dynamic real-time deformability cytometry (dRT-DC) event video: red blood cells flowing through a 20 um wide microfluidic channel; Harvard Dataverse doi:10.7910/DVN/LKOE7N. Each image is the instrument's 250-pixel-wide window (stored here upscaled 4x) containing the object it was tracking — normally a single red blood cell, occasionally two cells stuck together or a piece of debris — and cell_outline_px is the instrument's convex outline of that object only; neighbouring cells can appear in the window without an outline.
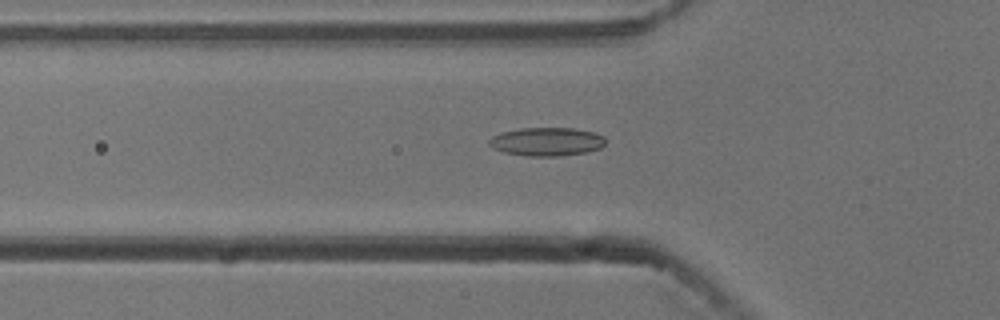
{"species": "common noctule bat (a hibernating species)", "species_latin": "Nyctalus noctula", "temperature_condition": "cold", "stored_images_in_passage": 54, "camera_frame_rate_fps": 3000, "um_per_image_px": 0.085, "animal": {"sex": "male", "body_mass_g": 13.3}, "frame": {"image": 1, "passage_image": 18, "time_ms": 5.667, "image_size_px": [1000, 320], "cell_outline_px": [[604, 144], [600, 148], [584, 152], [560, 156], [528, 156], [504, 152], [492, 148], [488, 144], [488, 140], [492, 136], [500, 132], [520, 128], [572, 128], [592, 132], [604, 136]], "centroid_in_image_um": [46.41, 12.04], "position_along_channel_um": 79.4, "area_um2": 19.25}}
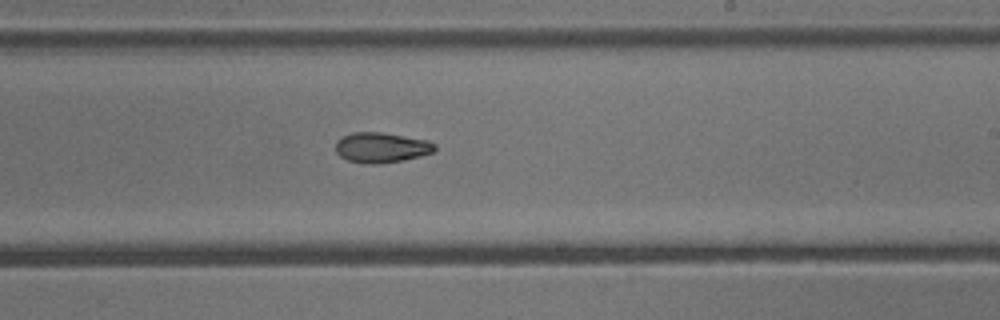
{"frame": {"image": 2, "passage_image": 32, "time_ms": 10.333, "image_size_px": [1000, 320], "cell_outline_px": [[436, 148], [432, 152], [420, 156], [404, 160], [380, 164], [364, 164], [348, 160], [340, 156], [336, 152], [336, 140], [352, 132], [380, 132], [428, 140], [436, 144]], "centroid_in_image_um": [32.41, 12.55], "position_along_channel_um": 256.6, "area_um2": 17.51}}
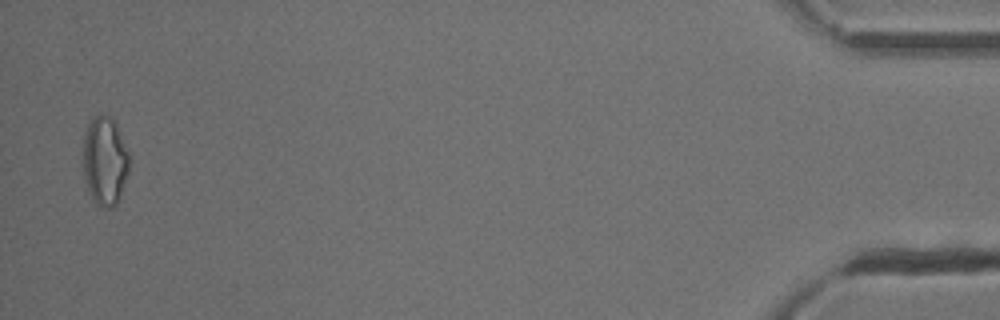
{"frame": {"image": 3, "passage_image": 53, "time_ms": 17.333, "image_size_px": [1000, 320], "cell_outline_px": [[132, 160], [120, 196], [116, 204], [112, 208], [100, 208], [92, 200], [88, 192], [84, 176], [84, 136], [88, 124], [92, 116], [112, 116], [116, 120]], "centroid_in_image_um": [8.94, 13.68], "position_along_channel_um": 426.3, "area_um2": 24.39}, "authors_computed_cell_mechanics": {"area_um2": 18.0336, "velocity_mm_per_s": 3.7802, "shape_relaxation_time_tau1_ms": null, "shape_relaxation_time_tau2_ms": 7.6982, "deformation_change_tau1": null, "deformation_change_tau2": 0.1384}}